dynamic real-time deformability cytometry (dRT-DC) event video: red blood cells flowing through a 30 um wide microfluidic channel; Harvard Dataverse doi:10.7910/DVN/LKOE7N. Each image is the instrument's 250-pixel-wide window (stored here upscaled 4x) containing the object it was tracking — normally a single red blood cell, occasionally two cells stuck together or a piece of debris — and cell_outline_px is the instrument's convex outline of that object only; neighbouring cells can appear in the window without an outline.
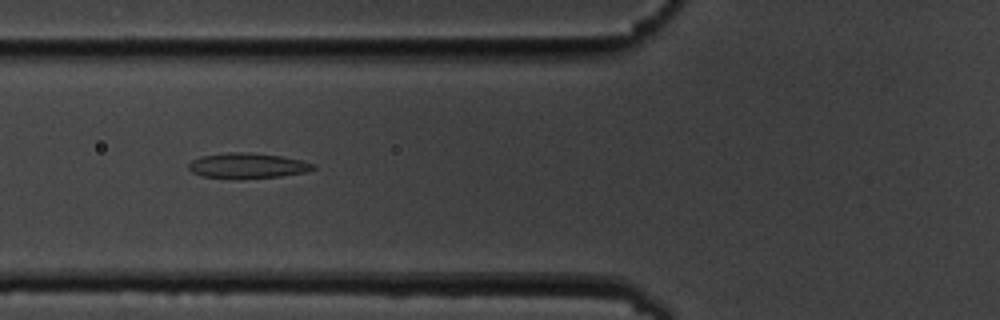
{"species": "common noctule bat (a hibernating species)", "species_latin": "Nyctalus noctula", "temperature_condition": "cold", "stored_images_in_passage": 7, "camera_frame_rate_fps": 3000, "um_per_image_px": 0.085, "animal": {"sex": "male", "body_mass_g": 19.5, "forearm_length_mm": 54.6}, "frame": {"image": 1, "passage_image": 6, "time_ms": 6.0, "image_size_px": [1000, 320], "cell_outline_px": [[316, 168], [308, 172], [280, 176], [200, 176], [192, 172], [188, 168], [188, 164], [192, 160], [200, 156], [228, 152], [248, 152], [280, 156], [300, 160], [316, 164]], "centroid_in_image_um": [21.06, 14.04], "position_along_channel_um": 104.7, "area_um2": 17.63}}
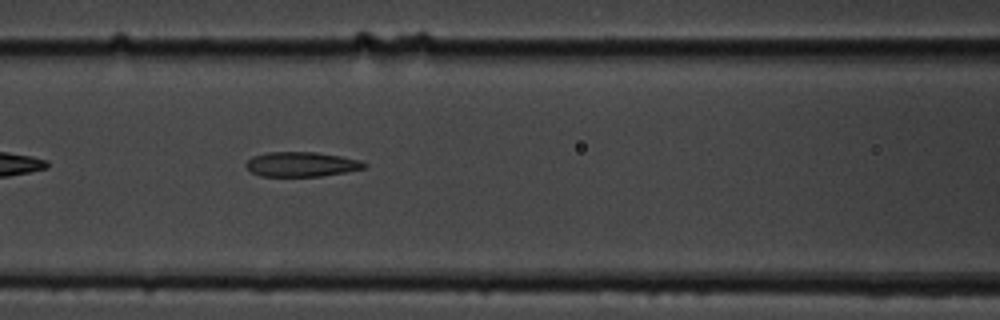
{"frame": {"image": 2, "passage_image": 7, "time_ms": 7.0, "image_size_px": [1000, 320], "cell_outline_px": [[368, 168], [320, 176], [260, 176], [252, 172], [244, 164], [252, 156], [268, 152], [316, 152], [340, 156], [360, 160], [368, 164]], "centroid_in_image_um": [25.64, 13.96], "position_along_channel_um": 141.0, "area_um2": 17.05}}